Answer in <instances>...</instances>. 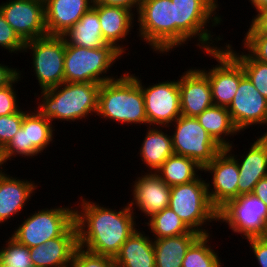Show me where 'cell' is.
<instances>
[{"label":"cell","mask_w":267,"mask_h":267,"mask_svg":"<svg viewBox=\"0 0 267 267\" xmlns=\"http://www.w3.org/2000/svg\"><path fill=\"white\" fill-rule=\"evenodd\" d=\"M129 73L101 84L96 115L119 125H146L147 115L138 77Z\"/></svg>","instance_id":"3957f363"},{"label":"cell","mask_w":267,"mask_h":267,"mask_svg":"<svg viewBox=\"0 0 267 267\" xmlns=\"http://www.w3.org/2000/svg\"><path fill=\"white\" fill-rule=\"evenodd\" d=\"M218 222L243 239L267 236V206L253 194L240 195L218 211Z\"/></svg>","instance_id":"30bf717a"},{"label":"cell","mask_w":267,"mask_h":267,"mask_svg":"<svg viewBox=\"0 0 267 267\" xmlns=\"http://www.w3.org/2000/svg\"><path fill=\"white\" fill-rule=\"evenodd\" d=\"M82 198L74 209L78 246L95 254L115 258L123 243L137 229L136 212L128 204L117 211Z\"/></svg>","instance_id":"6da1fadb"},{"label":"cell","mask_w":267,"mask_h":267,"mask_svg":"<svg viewBox=\"0 0 267 267\" xmlns=\"http://www.w3.org/2000/svg\"><path fill=\"white\" fill-rule=\"evenodd\" d=\"M4 162H3V157L2 154H0V174L4 171Z\"/></svg>","instance_id":"bcb514c9"},{"label":"cell","mask_w":267,"mask_h":267,"mask_svg":"<svg viewBox=\"0 0 267 267\" xmlns=\"http://www.w3.org/2000/svg\"><path fill=\"white\" fill-rule=\"evenodd\" d=\"M123 55L113 44L93 49L65 44L64 82L102 84L116 79L106 74Z\"/></svg>","instance_id":"5b68a950"},{"label":"cell","mask_w":267,"mask_h":267,"mask_svg":"<svg viewBox=\"0 0 267 267\" xmlns=\"http://www.w3.org/2000/svg\"><path fill=\"white\" fill-rule=\"evenodd\" d=\"M181 115L197 117L214 105L208 77L198 68H190L178 79Z\"/></svg>","instance_id":"d6986e66"},{"label":"cell","mask_w":267,"mask_h":267,"mask_svg":"<svg viewBox=\"0 0 267 267\" xmlns=\"http://www.w3.org/2000/svg\"><path fill=\"white\" fill-rule=\"evenodd\" d=\"M263 136L267 137V131L262 134Z\"/></svg>","instance_id":"7dc6e473"},{"label":"cell","mask_w":267,"mask_h":267,"mask_svg":"<svg viewBox=\"0 0 267 267\" xmlns=\"http://www.w3.org/2000/svg\"><path fill=\"white\" fill-rule=\"evenodd\" d=\"M32 54V68L40 90L58 86L64 82L65 40L62 36L46 35L27 41L23 52Z\"/></svg>","instance_id":"9c48e42d"},{"label":"cell","mask_w":267,"mask_h":267,"mask_svg":"<svg viewBox=\"0 0 267 267\" xmlns=\"http://www.w3.org/2000/svg\"><path fill=\"white\" fill-rule=\"evenodd\" d=\"M139 40L148 43L157 54H167L175 48V2L172 0H142L137 12Z\"/></svg>","instance_id":"52a82bcc"},{"label":"cell","mask_w":267,"mask_h":267,"mask_svg":"<svg viewBox=\"0 0 267 267\" xmlns=\"http://www.w3.org/2000/svg\"><path fill=\"white\" fill-rule=\"evenodd\" d=\"M214 58L218 64L206 70L200 69L210 82L214 105L228 108L239 87L240 80L245 76L241 64L224 48L204 51Z\"/></svg>","instance_id":"5bb4252c"},{"label":"cell","mask_w":267,"mask_h":267,"mask_svg":"<svg viewBox=\"0 0 267 267\" xmlns=\"http://www.w3.org/2000/svg\"><path fill=\"white\" fill-rule=\"evenodd\" d=\"M256 14L246 34H267V8L257 10Z\"/></svg>","instance_id":"60d3db41"},{"label":"cell","mask_w":267,"mask_h":267,"mask_svg":"<svg viewBox=\"0 0 267 267\" xmlns=\"http://www.w3.org/2000/svg\"><path fill=\"white\" fill-rule=\"evenodd\" d=\"M48 35H63L89 11L94 0H44Z\"/></svg>","instance_id":"603a6c76"},{"label":"cell","mask_w":267,"mask_h":267,"mask_svg":"<svg viewBox=\"0 0 267 267\" xmlns=\"http://www.w3.org/2000/svg\"><path fill=\"white\" fill-rule=\"evenodd\" d=\"M0 10L24 43L48 35L43 0H7Z\"/></svg>","instance_id":"2e32d148"},{"label":"cell","mask_w":267,"mask_h":267,"mask_svg":"<svg viewBox=\"0 0 267 267\" xmlns=\"http://www.w3.org/2000/svg\"><path fill=\"white\" fill-rule=\"evenodd\" d=\"M173 123L175 131L171 137L174 154L189 157L204 167L222 149L196 117L181 115Z\"/></svg>","instance_id":"7c38bea8"},{"label":"cell","mask_w":267,"mask_h":267,"mask_svg":"<svg viewBox=\"0 0 267 267\" xmlns=\"http://www.w3.org/2000/svg\"><path fill=\"white\" fill-rule=\"evenodd\" d=\"M133 200L128 203L134 212L136 208L147 218L169 207L171 187L168 186L155 172H144L133 181ZM136 206V207H134ZM135 208V209H133Z\"/></svg>","instance_id":"ac0fdd59"},{"label":"cell","mask_w":267,"mask_h":267,"mask_svg":"<svg viewBox=\"0 0 267 267\" xmlns=\"http://www.w3.org/2000/svg\"><path fill=\"white\" fill-rule=\"evenodd\" d=\"M0 249V263L7 267H33L29 248L9 237Z\"/></svg>","instance_id":"836d02e7"},{"label":"cell","mask_w":267,"mask_h":267,"mask_svg":"<svg viewBox=\"0 0 267 267\" xmlns=\"http://www.w3.org/2000/svg\"><path fill=\"white\" fill-rule=\"evenodd\" d=\"M203 171L213 176L211 184L208 181L206 185L209 200L217 211L238 197V163L225 148L203 167Z\"/></svg>","instance_id":"9a60e30c"},{"label":"cell","mask_w":267,"mask_h":267,"mask_svg":"<svg viewBox=\"0 0 267 267\" xmlns=\"http://www.w3.org/2000/svg\"><path fill=\"white\" fill-rule=\"evenodd\" d=\"M138 84L144 97L147 126L173 127L171 124L181 116V101L178 79L167 80L153 85ZM149 124V125H148Z\"/></svg>","instance_id":"4fadbf2b"},{"label":"cell","mask_w":267,"mask_h":267,"mask_svg":"<svg viewBox=\"0 0 267 267\" xmlns=\"http://www.w3.org/2000/svg\"><path fill=\"white\" fill-rule=\"evenodd\" d=\"M17 178L8 175L6 171L0 174V224L19 215L38 187L31 179Z\"/></svg>","instance_id":"cb8c5ba5"},{"label":"cell","mask_w":267,"mask_h":267,"mask_svg":"<svg viewBox=\"0 0 267 267\" xmlns=\"http://www.w3.org/2000/svg\"><path fill=\"white\" fill-rule=\"evenodd\" d=\"M70 267H117L113 257L99 255L78 246Z\"/></svg>","instance_id":"e575fe53"},{"label":"cell","mask_w":267,"mask_h":267,"mask_svg":"<svg viewBox=\"0 0 267 267\" xmlns=\"http://www.w3.org/2000/svg\"><path fill=\"white\" fill-rule=\"evenodd\" d=\"M203 172L195 160L173 154L155 172L168 186L186 184L196 180L198 172Z\"/></svg>","instance_id":"f546056e"},{"label":"cell","mask_w":267,"mask_h":267,"mask_svg":"<svg viewBox=\"0 0 267 267\" xmlns=\"http://www.w3.org/2000/svg\"><path fill=\"white\" fill-rule=\"evenodd\" d=\"M101 84L63 82L62 84L41 90L37 110L51 122H75L97 113ZM41 96V98H40ZM77 119V120H76Z\"/></svg>","instance_id":"7a4b0ae2"},{"label":"cell","mask_w":267,"mask_h":267,"mask_svg":"<svg viewBox=\"0 0 267 267\" xmlns=\"http://www.w3.org/2000/svg\"><path fill=\"white\" fill-rule=\"evenodd\" d=\"M24 115L22 126L11 141L2 149L3 162L6 165L13 157L34 158L49 147L54 139L55 129L48 118L36 108Z\"/></svg>","instance_id":"8fae6325"},{"label":"cell","mask_w":267,"mask_h":267,"mask_svg":"<svg viewBox=\"0 0 267 267\" xmlns=\"http://www.w3.org/2000/svg\"><path fill=\"white\" fill-rule=\"evenodd\" d=\"M252 6L257 10L267 8V0H249Z\"/></svg>","instance_id":"f6af8a7d"},{"label":"cell","mask_w":267,"mask_h":267,"mask_svg":"<svg viewBox=\"0 0 267 267\" xmlns=\"http://www.w3.org/2000/svg\"><path fill=\"white\" fill-rule=\"evenodd\" d=\"M145 225L149 226L152 239H160L189 233L191 230L180 219V217L170 208L166 207L162 211L152 215L147 219Z\"/></svg>","instance_id":"4dcf8cb0"},{"label":"cell","mask_w":267,"mask_h":267,"mask_svg":"<svg viewBox=\"0 0 267 267\" xmlns=\"http://www.w3.org/2000/svg\"><path fill=\"white\" fill-rule=\"evenodd\" d=\"M242 43L256 60L267 63V34H246Z\"/></svg>","instance_id":"f35d334b"},{"label":"cell","mask_w":267,"mask_h":267,"mask_svg":"<svg viewBox=\"0 0 267 267\" xmlns=\"http://www.w3.org/2000/svg\"><path fill=\"white\" fill-rule=\"evenodd\" d=\"M245 155L242 154L241 161L231 151L234 148H225L237 161L239 168L238 197L240 195L252 194L255 185L260 179L267 176V137L260 135L256 137ZM238 158V159H237Z\"/></svg>","instance_id":"44dd1931"},{"label":"cell","mask_w":267,"mask_h":267,"mask_svg":"<svg viewBox=\"0 0 267 267\" xmlns=\"http://www.w3.org/2000/svg\"><path fill=\"white\" fill-rule=\"evenodd\" d=\"M163 128L149 126L139 149L142 162L149 168L147 172H156L167 158L174 154L172 137L163 132Z\"/></svg>","instance_id":"484cf974"},{"label":"cell","mask_w":267,"mask_h":267,"mask_svg":"<svg viewBox=\"0 0 267 267\" xmlns=\"http://www.w3.org/2000/svg\"><path fill=\"white\" fill-rule=\"evenodd\" d=\"M203 179L200 175L192 182L171 186L169 198V207L190 230L200 235L210 234L204 225L218 221V211L208 197L207 180Z\"/></svg>","instance_id":"8992f818"},{"label":"cell","mask_w":267,"mask_h":267,"mask_svg":"<svg viewBox=\"0 0 267 267\" xmlns=\"http://www.w3.org/2000/svg\"><path fill=\"white\" fill-rule=\"evenodd\" d=\"M24 44L10 24L5 20L0 10V46L7 49L10 53H23Z\"/></svg>","instance_id":"74e56055"},{"label":"cell","mask_w":267,"mask_h":267,"mask_svg":"<svg viewBox=\"0 0 267 267\" xmlns=\"http://www.w3.org/2000/svg\"><path fill=\"white\" fill-rule=\"evenodd\" d=\"M28 111L20 109L18 112L0 116V148L3 149L20 130L24 115Z\"/></svg>","instance_id":"d590c367"},{"label":"cell","mask_w":267,"mask_h":267,"mask_svg":"<svg viewBox=\"0 0 267 267\" xmlns=\"http://www.w3.org/2000/svg\"><path fill=\"white\" fill-rule=\"evenodd\" d=\"M22 73L19 72V75L9 84L0 88V116H5L9 114L16 113L20 110L18 105V99L14 84L18 83L21 80Z\"/></svg>","instance_id":"8d00e7d4"},{"label":"cell","mask_w":267,"mask_h":267,"mask_svg":"<svg viewBox=\"0 0 267 267\" xmlns=\"http://www.w3.org/2000/svg\"><path fill=\"white\" fill-rule=\"evenodd\" d=\"M74 224V208L57 206L38 210L15 228L11 237L18 243L32 248L62 236Z\"/></svg>","instance_id":"ba28073f"},{"label":"cell","mask_w":267,"mask_h":267,"mask_svg":"<svg viewBox=\"0 0 267 267\" xmlns=\"http://www.w3.org/2000/svg\"><path fill=\"white\" fill-rule=\"evenodd\" d=\"M196 118L200 125L222 149L232 146L233 144L232 141L226 138L227 136L234 137V135L240 133L234 125L231 115L226 107L212 105Z\"/></svg>","instance_id":"f1b7e54d"},{"label":"cell","mask_w":267,"mask_h":267,"mask_svg":"<svg viewBox=\"0 0 267 267\" xmlns=\"http://www.w3.org/2000/svg\"><path fill=\"white\" fill-rule=\"evenodd\" d=\"M136 229L115 256L117 267H156L153 239Z\"/></svg>","instance_id":"d4e9b609"},{"label":"cell","mask_w":267,"mask_h":267,"mask_svg":"<svg viewBox=\"0 0 267 267\" xmlns=\"http://www.w3.org/2000/svg\"><path fill=\"white\" fill-rule=\"evenodd\" d=\"M200 236L189 233L153 239L156 267H182V261L190 245Z\"/></svg>","instance_id":"4316f807"},{"label":"cell","mask_w":267,"mask_h":267,"mask_svg":"<svg viewBox=\"0 0 267 267\" xmlns=\"http://www.w3.org/2000/svg\"><path fill=\"white\" fill-rule=\"evenodd\" d=\"M172 2H175V48L188 44L187 41L192 38H198L199 42L195 46L203 49L202 51L221 48L214 42L218 43L223 37L219 35L213 39L214 35L206 28L209 25L215 27L222 21V16L216 12L219 7L218 0H172Z\"/></svg>","instance_id":"277c9868"},{"label":"cell","mask_w":267,"mask_h":267,"mask_svg":"<svg viewBox=\"0 0 267 267\" xmlns=\"http://www.w3.org/2000/svg\"><path fill=\"white\" fill-rule=\"evenodd\" d=\"M260 267H267V236L246 239Z\"/></svg>","instance_id":"ab89813d"},{"label":"cell","mask_w":267,"mask_h":267,"mask_svg":"<svg viewBox=\"0 0 267 267\" xmlns=\"http://www.w3.org/2000/svg\"><path fill=\"white\" fill-rule=\"evenodd\" d=\"M227 109L239 132L254 124L267 126V100L246 75L240 80L238 90Z\"/></svg>","instance_id":"e0dca14e"},{"label":"cell","mask_w":267,"mask_h":267,"mask_svg":"<svg viewBox=\"0 0 267 267\" xmlns=\"http://www.w3.org/2000/svg\"><path fill=\"white\" fill-rule=\"evenodd\" d=\"M20 70L0 63V88L9 85L18 75Z\"/></svg>","instance_id":"b9f144b4"},{"label":"cell","mask_w":267,"mask_h":267,"mask_svg":"<svg viewBox=\"0 0 267 267\" xmlns=\"http://www.w3.org/2000/svg\"><path fill=\"white\" fill-rule=\"evenodd\" d=\"M211 235H200L188 248L182 267H223L218 253L209 244Z\"/></svg>","instance_id":"1f68e13d"},{"label":"cell","mask_w":267,"mask_h":267,"mask_svg":"<svg viewBox=\"0 0 267 267\" xmlns=\"http://www.w3.org/2000/svg\"><path fill=\"white\" fill-rule=\"evenodd\" d=\"M61 36L67 45L89 49L101 48L107 44L102 36L98 13L93 8L87 11L73 27Z\"/></svg>","instance_id":"83f0119b"},{"label":"cell","mask_w":267,"mask_h":267,"mask_svg":"<svg viewBox=\"0 0 267 267\" xmlns=\"http://www.w3.org/2000/svg\"><path fill=\"white\" fill-rule=\"evenodd\" d=\"M224 48L241 64L247 78L267 100V63L256 60L249 52L237 53L230 43Z\"/></svg>","instance_id":"d6a6232c"},{"label":"cell","mask_w":267,"mask_h":267,"mask_svg":"<svg viewBox=\"0 0 267 267\" xmlns=\"http://www.w3.org/2000/svg\"><path fill=\"white\" fill-rule=\"evenodd\" d=\"M78 247L75 223L60 237L29 248L33 267H69Z\"/></svg>","instance_id":"ffe728a7"},{"label":"cell","mask_w":267,"mask_h":267,"mask_svg":"<svg viewBox=\"0 0 267 267\" xmlns=\"http://www.w3.org/2000/svg\"><path fill=\"white\" fill-rule=\"evenodd\" d=\"M92 8L98 13L104 41L107 44H113L122 53H126L124 48L126 46L119 42L127 40V35L135 25L133 24L136 17L134 11L100 3H94Z\"/></svg>","instance_id":"7402d4cb"},{"label":"cell","mask_w":267,"mask_h":267,"mask_svg":"<svg viewBox=\"0 0 267 267\" xmlns=\"http://www.w3.org/2000/svg\"><path fill=\"white\" fill-rule=\"evenodd\" d=\"M141 1L142 0H94V3L123 7L138 12Z\"/></svg>","instance_id":"7bdbcfd3"},{"label":"cell","mask_w":267,"mask_h":267,"mask_svg":"<svg viewBox=\"0 0 267 267\" xmlns=\"http://www.w3.org/2000/svg\"><path fill=\"white\" fill-rule=\"evenodd\" d=\"M252 194L261 199L267 206V176L258 181Z\"/></svg>","instance_id":"ee69618b"}]
</instances>
